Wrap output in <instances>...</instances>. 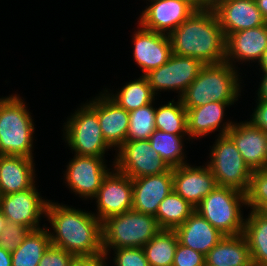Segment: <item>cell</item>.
<instances>
[{"label":"cell","mask_w":267,"mask_h":266,"mask_svg":"<svg viewBox=\"0 0 267 266\" xmlns=\"http://www.w3.org/2000/svg\"><path fill=\"white\" fill-rule=\"evenodd\" d=\"M49 200L46 220L51 245L77 257L97 256L103 253L102 222L94 212L76 209L64 203ZM54 231V232H53Z\"/></svg>","instance_id":"6da1fadb"},{"label":"cell","mask_w":267,"mask_h":266,"mask_svg":"<svg viewBox=\"0 0 267 266\" xmlns=\"http://www.w3.org/2000/svg\"><path fill=\"white\" fill-rule=\"evenodd\" d=\"M172 53L204 64L225 61L226 36L211 6L198 8L170 35Z\"/></svg>","instance_id":"7a4b0ae2"},{"label":"cell","mask_w":267,"mask_h":266,"mask_svg":"<svg viewBox=\"0 0 267 266\" xmlns=\"http://www.w3.org/2000/svg\"><path fill=\"white\" fill-rule=\"evenodd\" d=\"M239 70L224 61L205 64L196 79L180 97L185 109L209 102H236L241 96L242 78Z\"/></svg>","instance_id":"3957f363"},{"label":"cell","mask_w":267,"mask_h":266,"mask_svg":"<svg viewBox=\"0 0 267 266\" xmlns=\"http://www.w3.org/2000/svg\"><path fill=\"white\" fill-rule=\"evenodd\" d=\"M20 94L0 98V155L34 158L35 124Z\"/></svg>","instance_id":"277c9868"},{"label":"cell","mask_w":267,"mask_h":266,"mask_svg":"<svg viewBox=\"0 0 267 266\" xmlns=\"http://www.w3.org/2000/svg\"><path fill=\"white\" fill-rule=\"evenodd\" d=\"M159 230L152 215L130 210L111 216L102 222L103 253L118 248H143Z\"/></svg>","instance_id":"5b68a950"},{"label":"cell","mask_w":267,"mask_h":266,"mask_svg":"<svg viewBox=\"0 0 267 266\" xmlns=\"http://www.w3.org/2000/svg\"><path fill=\"white\" fill-rule=\"evenodd\" d=\"M246 196L239 190L217 186L196 206L197 211L224 236L243 234Z\"/></svg>","instance_id":"8992f818"},{"label":"cell","mask_w":267,"mask_h":266,"mask_svg":"<svg viewBox=\"0 0 267 266\" xmlns=\"http://www.w3.org/2000/svg\"><path fill=\"white\" fill-rule=\"evenodd\" d=\"M62 131L72 154L105 158L108 149L113 151L103 137L96 110L87 101L67 117Z\"/></svg>","instance_id":"52a82bcc"},{"label":"cell","mask_w":267,"mask_h":266,"mask_svg":"<svg viewBox=\"0 0 267 266\" xmlns=\"http://www.w3.org/2000/svg\"><path fill=\"white\" fill-rule=\"evenodd\" d=\"M206 163L216 179L217 186L246 192L252 171L246 165L235 143L228 135L216 136Z\"/></svg>","instance_id":"ba28073f"},{"label":"cell","mask_w":267,"mask_h":266,"mask_svg":"<svg viewBox=\"0 0 267 266\" xmlns=\"http://www.w3.org/2000/svg\"><path fill=\"white\" fill-rule=\"evenodd\" d=\"M204 65L199 59L172 53L164 65L149 71L145 77L156 96L170 90L178 93L177 98H180Z\"/></svg>","instance_id":"9c48e42d"},{"label":"cell","mask_w":267,"mask_h":266,"mask_svg":"<svg viewBox=\"0 0 267 266\" xmlns=\"http://www.w3.org/2000/svg\"><path fill=\"white\" fill-rule=\"evenodd\" d=\"M112 166L131 179L167 172L170 167L147 140L126 141L116 151Z\"/></svg>","instance_id":"30bf717a"},{"label":"cell","mask_w":267,"mask_h":266,"mask_svg":"<svg viewBox=\"0 0 267 266\" xmlns=\"http://www.w3.org/2000/svg\"><path fill=\"white\" fill-rule=\"evenodd\" d=\"M106 162L105 158L74 154L63 173L66 187L82 200H92L104 178L114 168H108Z\"/></svg>","instance_id":"8fae6325"},{"label":"cell","mask_w":267,"mask_h":266,"mask_svg":"<svg viewBox=\"0 0 267 266\" xmlns=\"http://www.w3.org/2000/svg\"><path fill=\"white\" fill-rule=\"evenodd\" d=\"M36 187L34 185L25 191L0 195V209L7 221L21 224L31 230L46 226L42 224L41 227L40 223L41 218H46L49 200L44 199Z\"/></svg>","instance_id":"7c38bea8"},{"label":"cell","mask_w":267,"mask_h":266,"mask_svg":"<svg viewBox=\"0 0 267 266\" xmlns=\"http://www.w3.org/2000/svg\"><path fill=\"white\" fill-rule=\"evenodd\" d=\"M94 215L103 222L107 218L132 210V179L113 168L104 178L97 195Z\"/></svg>","instance_id":"4fadbf2b"},{"label":"cell","mask_w":267,"mask_h":266,"mask_svg":"<svg viewBox=\"0 0 267 266\" xmlns=\"http://www.w3.org/2000/svg\"><path fill=\"white\" fill-rule=\"evenodd\" d=\"M146 3L148 5L137 22L145 29L166 35H170L198 9L190 0H146Z\"/></svg>","instance_id":"5bb4252c"},{"label":"cell","mask_w":267,"mask_h":266,"mask_svg":"<svg viewBox=\"0 0 267 266\" xmlns=\"http://www.w3.org/2000/svg\"><path fill=\"white\" fill-rule=\"evenodd\" d=\"M133 32V58L142 75L164 65L172 55L169 35L145 29L138 23Z\"/></svg>","instance_id":"9a60e30c"},{"label":"cell","mask_w":267,"mask_h":266,"mask_svg":"<svg viewBox=\"0 0 267 266\" xmlns=\"http://www.w3.org/2000/svg\"><path fill=\"white\" fill-rule=\"evenodd\" d=\"M266 49L267 23L229 34L226 37L225 61L237 70H240L238 64H246L247 62H249V65L250 63H258L257 65L260 66Z\"/></svg>","instance_id":"2e32d148"},{"label":"cell","mask_w":267,"mask_h":266,"mask_svg":"<svg viewBox=\"0 0 267 266\" xmlns=\"http://www.w3.org/2000/svg\"><path fill=\"white\" fill-rule=\"evenodd\" d=\"M211 7L226 37L267 23L255 0H213Z\"/></svg>","instance_id":"e0dca14e"},{"label":"cell","mask_w":267,"mask_h":266,"mask_svg":"<svg viewBox=\"0 0 267 266\" xmlns=\"http://www.w3.org/2000/svg\"><path fill=\"white\" fill-rule=\"evenodd\" d=\"M87 102L98 114L100 128L106 142L117 150L126 142L129 112L113 101L104 90Z\"/></svg>","instance_id":"ac0fdd59"},{"label":"cell","mask_w":267,"mask_h":266,"mask_svg":"<svg viewBox=\"0 0 267 266\" xmlns=\"http://www.w3.org/2000/svg\"><path fill=\"white\" fill-rule=\"evenodd\" d=\"M216 187V179L206 164L188 163L173 168V191L194 208Z\"/></svg>","instance_id":"d6986e66"},{"label":"cell","mask_w":267,"mask_h":266,"mask_svg":"<svg viewBox=\"0 0 267 266\" xmlns=\"http://www.w3.org/2000/svg\"><path fill=\"white\" fill-rule=\"evenodd\" d=\"M234 121L227 132L251 171L267 168V133L249 121Z\"/></svg>","instance_id":"ffe728a7"},{"label":"cell","mask_w":267,"mask_h":266,"mask_svg":"<svg viewBox=\"0 0 267 266\" xmlns=\"http://www.w3.org/2000/svg\"><path fill=\"white\" fill-rule=\"evenodd\" d=\"M132 210L155 216L161 201L173 192V168L159 175L132 179Z\"/></svg>","instance_id":"44dd1931"},{"label":"cell","mask_w":267,"mask_h":266,"mask_svg":"<svg viewBox=\"0 0 267 266\" xmlns=\"http://www.w3.org/2000/svg\"><path fill=\"white\" fill-rule=\"evenodd\" d=\"M235 102H209L187 110V132L191 141L219 131L218 136L227 135L234 122L224 120L225 111ZM226 121V122H224ZM224 122V123H223ZM220 129V130H219Z\"/></svg>","instance_id":"7402d4cb"},{"label":"cell","mask_w":267,"mask_h":266,"mask_svg":"<svg viewBox=\"0 0 267 266\" xmlns=\"http://www.w3.org/2000/svg\"><path fill=\"white\" fill-rule=\"evenodd\" d=\"M34 158L0 155V195L32 188L36 181Z\"/></svg>","instance_id":"603a6c76"},{"label":"cell","mask_w":267,"mask_h":266,"mask_svg":"<svg viewBox=\"0 0 267 266\" xmlns=\"http://www.w3.org/2000/svg\"><path fill=\"white\" fill-rule=\"evenodd\" d=\"M175 231L180 244L204 256L224 237L197 211H194Z\"/></svg>","instance_id":"cb8c5ba5"},{"label":"cell","mask_w":267,"mask_h":266,"mask_svg":"<svg viewBox=\"0 0 267 266\" xmlns=\"http://www.w3.org/2000/svg\"><path fill=\"white\" fill-rule=\"evenodd\" d=\"M206 266H252L243 234L224 236L206 255Z\"/></svg>","instance_id":"d4e9b609"},{"label":"cell","mask_w":267,"mask_h":266,"mask_svg":"<svg viewBox=\"0 0 267 266\" xmlns=\"http://www.w3.org/2000/svg\"><path fill=\"white\" fill-rule=\"evenodd\" d=\"M245 216V237L252 266H267V215L262 211L249 210Z\"/></svg>","instance_id":"484cf974"},{"label":"cell","mask_w":267,"mask_h":266,"mask_svg":"<svg viewBox=\"0 0 267 266\" xmlns=\"http://www.w3.org/2000/svg\"><path fill=\"white\" fill-rule=\"evenodd\" d=\"M103 89L113 101L128 112L150 103L155 104V99L157 100V96L148 84L147 78L142 74L138 79L126 82L122 88H119L120 90L114 91L116 93L108 88Z\"/></svg>","instance_id":"4316f807"},{"label":"cell","mask_w":267,"mask_h":266,"mask_svg":"<svg viewBox=\"0 0 267 266\" xmlns=\"http://www.w3.org/2000/svg\"><path fill=\"white\" fill-rule=\"evenodd\" d=\"M186 140H191L188 134H170L156 129L150 136L149 143L170 168H175L188 164L184 151Z\"/></svg>","instance_id":"83f0119b"},{"label":"cell","mask_w":267,"mask_h":266,"mask_svg":"<svg viewBox=\"0 0 267 266\" xmlns=\"http://www.w3.org/2000/svg\"><path fill=\"white\" fill-rule=\"evenodd\" d=\"M50 245L47 225L41 229L31 230L24 241L11 253L12 266H38Z\"/></svg>","instance_id":"f1b7e54d"},{"label":"cell","mask_w":267,"mask_h":266,"mask_svg":"<svg viewBox=\"0 0 267 266\" xmlns=\"http://www.w3.org/2000/svg\"><path fill=\"white\" fill-rule=\"evenodd\" d=\"M195 211V208L174 191L160 203L154 216L160 229L175 230Z\"/></svg>","instance_id":"f546056e"},{"label":"cell","mask_w":267,"mask_h":266,"mask_svg":"<svg viewBox=\"0 0 267 266\" xmlns=\"http://www.w3.org/2000/svg\"><path fill=\"white\" fill-rule=\"evenodd\" d=\"M175 230L160 229L143 247L150 266H172L178 244Z\"/></svg>","instance_id":"4dcf8cb0"},{"label":"cell","mask_w":267,"mask_h":266,"mask_svg":"<svg viewBox=\"0 0 267 266\" xmlns=\"http://www.w3.org/2000/svg\"><path fill=\"white\" fill-rule=\"evenodd\" d=\"M168 101L158 108L155 106V128L170 134H188L187 110L180 98Z\"/></svg>","instance_id":"1f68e13d"},{"label":"cell","mask_w":267,"mask_h":266,"mask_svg":"<svg viewBox=\"0 0 267 266\" xmlns=\"http://www.w3.org/2000/svg\"><path fill=\"white\" fill-rule=\"evenodd\" d=\"M155 130V106L153 103L129 112L126 141L147 140Z\"/></svg>","instance_id":"d6a6232c"},{"label":"cell","mask_w":267,"mask_h":266,"mask_svg":"<svg viewBox=\"0 0 267 266\" xmlns=\"http://www.w3.org/2000/svg\"><path fill=\"white\" fill-rule=\"evenodd\" d=\"M245 196L250 210L263 211L267 207V168L252 171Z\"/></svg>","instance_id":"836d02e7"},{"label":"cell","mask_w":267,"mask_h":266,"mask_svg":"<svg viewBox=\"0 0 267 266\" xmlns=\"http://www.w3.org/2000/svg\"><path fill=\"white\" fill-rule=\"evenodd\" d=\"M112 250L107 254L110 255L113 252L114 257L110 261L114 266H150L143 248L127 247Z\"/></svg>","instance_id":"e575fe53"},{"label":"cell","mask_w":267,"mask_h":266,"mask_svg":"<svg viewBox=\"0 0 267 266\" xmlns=\"http://www.w3.org/2000/svg\"><path fill=\"white\" fill-rule=\"evenodd\" d=\"M31 229L17 223L6 221L0 234V248L12 253L25 239Z\"/></svg>","instance_id":"d590c367"},{"label":"cell","mask_w":267,"mask_h":266,"mask_svg":"<svg viewBox=\"0 0 267 266\" xmlns=\"http://www.w3.org/2000/svg\"><path fill=\"white\" fill-rule=\"evenodd\" d=\"M76 257L62 248L50 245L38 266H72Z\"/></svg>","instance_id":"8d00e7d4"},{"label":"cell","mask_w":267,"mask_h":266,"mask_svg":"<svg viewBox=\"0 0 267 266\" xmlns=\"http://www.w3.org/2000/svg\"><path fill=\"white\" fill-rule=\"evenodd\" d=\"M172 266H206L205 256L178 242Z\"/></svg>","instance_id":"74e56055"},{"label":"cell","mask_w":267,"mask_h":266,"mask_svg":"<svg viewBox=\"0 0 267 266\" xmlns=\"http://www.w3.org/2000/svg\"><path fill=\"white\" fill-rule=\"evenodd\" d=\"M256 104L249 122L267 133V100H255Z\"/></svg>","instance_id":"f35d334b"},{"label":"cell","mask_w":267,"mask_h":266,"mask_svg":"<svg viewBox=\"0 0 267 266\" xmlns=\"http://www.w3.org/2000/svg\"><path fill=\"white\" fill-rule=\"evenodd\" d=\"M109 258L111 256L106 253L90 257H77L72 266H109Z\"/></svg>","instance_id":"ab89813d"},{"label":"cell","mask_w":267,"mask_h":266,"mask_svg":"<svg viewBox=\"0 0 267 266\" xmlns=\"http://www.w3.org/2000/svg\"><path fill=\"white\" fill-rule=\"evenodd\" d=\"M261 75L256 100H267V72L262 71Z\"/></svg>","instance_id":"60d3db41"},{"label":"cell","mask_w":267,"mask_h":266,"mask_svg":"<svg viewBox=\"0 0 267 266\" xmlns=\"http://www.w3.org/2000/svg\"><path fill=\"white\" fill-rule=\"evenodd\" d=\"M0 266H12L11 253L2 248H0Z\"/></svg>","instance_id":"b9f144b4"},{"label":"cell","mask_w":267,"mask_h":266,"mask_svg":"<svg viewBox=\"0 0 267 266\" xmlns=\"http://www.w3.org/2000/svg\"><path fill=\"white\" fill-rule=\"evenodd\" d=\"M255 2L264 20L267 22V0H255Z\"/></svg>","instance_id":"7bdbcfd3"},{"label":"cell","mask_w":267,"mask_h":266,"mask_svg":"<svg viewBox=\"0 0 267 266\" xmlns=\"http://www.w3.org/2000/svg\"><path fill=\"white\" fill-rule=\"evenodd\" d=\"M193 2L198 8L209 7L212 5L213 0H190Z\"/></svg>","instance_id":"ee69618b"},{"label":"cell","mask_w":267,"mask_h":266,"mask_svg":"<svg viewBox=\"0 0 267 266\" xmlns=\"http://www.w3.org/2000/svg\"><path fill=\"white\" fill-rule=\"evenodd\" d=\"M260 68L259 69V72L261 71H266L267 72V49H266V53H265V56L259 66ZM261 70V71H260Z\"/></svg>","instance_id":"f6af8a7d"},{"label":"cell","mask_w":267,"mask_h":266,"mask_svg":"<svg viewBox=\"0 0 267 266\" xmlns=\"http://www.w3.org/2000/svg\"><path fill=\"white\" fill-rule=\"evenodd\" d=\"M6 218L4 217V215L2 214V211L0 209V234L2 232V230L4 229L5 225H6Z\"/></svg>","instance_id":"bcb514c9"},{"label":"cell","mask_w":267,"mask_h":266,"mask_svg":"<svg viewBox=\"0 0 267 266\" xmlns=\"http://www.w3.org/2000/svg\"><path fill=\"white\" fill-rule=\"evenodd\" d=\"M267 215V207L262 211Z\"/></svg>","instance_id":"7dc6e473"}]
</instances>
